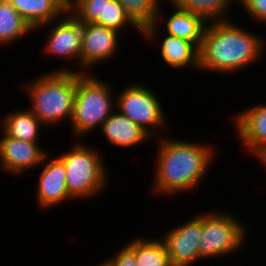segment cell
<instances>
[{
    "label": "cell",
    "instance_id": "obj_10",
    "mask_svg": "<svg viewBox=\"0 0 266 266\" xmlns=\"http://www.w3.org/2000/svg\"><path fill=\"white\" fill-rule=\"evenodd\" d=\"M120 32L97 24L82 23V46L80 69L77 72L90 73L91 67L108 62L117 55L120 47ZM94 66V67H93ZM89 70V71H87Z\"/></svg>",
    "mask_w": 266,
    "mask_h": 266
},
{
    "label": "cell",
    "instance_id": "obj_3",
    "mask_svg": "<svg viewBox=\"0 0 266 266\" xmlns=\"http://www.w3.org/2000/svg\"><path fill=\"white\" fill-rule=\"evenodd\" d=\"M29 109L44 125H58L70 120L76 95V70L68 65L25 82Z\"/></svg>",
    "mask_w": 266,
    "mask_h": 266
},
{
    "label": "cell",
    "instance_id": "obj_19",
    "mask_svg": "<svg viewBox=\"0 0 266 266\" xmlns=\"http://www.w3.org/2000/svg\"><path fill=\"white\" fill-rule=\"evenodd\" d=\"M34 32L8 0H0V47L11 46V43Z\"/></svg>",
    "mask_w": 266,
    "mask_h": 266
},
{
    "label": "cell",
    "instance_id": "obj_7",
    "mask_svg": "<svg viewBox=\"0 0 266 266\" xmlns=\"http://www.w3.org/2000/svg\"><path fill=\"white\" fill-rule=\"evenodd\" d=\"M156 94L147 85L139 83L128 84L118 95L116 93V110L132 119L153 139L157 138L154 132L156 128L157 132H160L159 129L167 132L169 126L163 105Z\"/></svg>",
    "mask_w": 266,
    "mask_h": 266
},
{
    "label": "cell",
    "instance_id": "obj_28",
    "mask_svg": "<svg viewBox=\"0 0 266 266\" xmlns=\"http://www.w3.org/2000/svg\"><path fill=\"white\" fill-rule=\"evenodd\" d=\"M96 266H105L104 262L102 261L100 264L98 263Z\"/></svg>",
    "mask_w": 266,
    "mask_h": 266
},
{
    "label": "cell",
    "instance_id": "obj_21",
    "mask_svg": "<svg viewBox=\"0 0 266 266\" xmlns=\"http://www.w3.org/2000/svg\"><path fill=\"white\" fill-rule=\"evenodd\" d=\"M135 259L137 266H172L161 238L135 237Z\"/></svg>",
    "mask_w": 266,
    "mask_h": 266
},
{
    "label": "cell",
    "instance_id": "obj_5",
    "mask_svg": "<svg viewBox=\"0 0 266 266\" xmlns=\"http://www.w3.org/2000/svg\"><path fill=\"white\" fill-rule=\"evenodd\" d=\"M75 142L68 152L58 155L65 165L67 191L74 200L94 199L107 188L108 167L98 147Z\"/></svg>",
    "mask_w": 266,
    "mask_h": 266
},
{
    "label": "cell",
    "instance_id": "obj_2",
    "mask_svg": "<svg viewBox=\"0 0 266 266\" xmlns=\"http://www.w3.org/2000/svg\"><path fill=\"white\" fill-rule=\"evenodd\" d=\"M258 34L232 20L207 23L199 49V72L239 73L262 60L266 40Z\"/></svg>",
    "mask_w": 266,
    "mask_h": 266
},
{
    "label": "cell",
    "instance_id": "obj_18",
    "mask_svg": "<svg viewBox=\"0 0 266 266\" xmlns=\"http://www.w3.org/2000/svg\"><path fill=\"white\" fill-rule=\"evenodd\" d=\"M0 121L6 136L27 142H39L43 123L29 108L9 111Z\"/></svg>",
    "mask_w": 266,
    "mask_h": 266
},
{
    "label": "cell",
    "instance_id": "obj_6",
    "mask_svg": "<svg viewBox=\"0 0 266 266\" xmlns=\"http://www.w3.org/2000/svg\"><path fill=\"white\" fill-rule=\"evenodd\" d=\"M214 211V212H213ZM202 213V232L199 245L201 260L225 257L244 249L249 235L246 225L230 212ZM245 225V226H244ZM205 258V259H204Z\"/></svg>",
    "mask_w": 266,
    "mask_h": 266
},
{
    "label": "cell",
    "instance_id": "obj_22",
    "mask_svg": "<svg viewBox=\"0 0 266 266\" xmlns=\"http://www.w3.org/2000/svg\"><path fill=\"white\" fill-rule=\"evenodd\" d=\"M131 21L143 32L154 25L162 0H117ZM160 4V5H159Z\"/></svg>",
    "mask_w": 266,
    "mask_h": 266
},
{
    "label": "cell",
    "instance_id": "obj_9",
    "mask_svg": "<svg viewBox=\"0 0 266 266\" xmlns=\"http://www.w3.org/2000/svg\"><path fill=\"white\" fill-rule=\"evenodd\" d=\"M184 224L166 228L163 237L160 238L165 244L172 266H194L199 261V245L202 232V213Z\"/></svg>",
    "mask_w": 266,
    "mask_h": 266
},
{
    "label": "cell",
    "instance_id": "obj_26",
    "mask_svg": "<svg viewBox=\"0 0 266 266\" xmlns=\"http://www.w3.org/2000/svg\"><path fill=\"white\" fill-rule=\"evenodd\" d=\"M245 9L249 18L262 25L266 23V0H238Z\"/></svg>",
    "mask_w": 266,
    "mask_h": 266
},
{
    "label": "cell",
    "instance_id": "obj_24",
    "mask_svg": "<svg viewBox=\"0 0 266 266\" xmlns=\"http://www.w3.org/2000/svg\"><path fill=\"white\" fill-rule=\"evenodd\" d=\"M128 26H131V29H136L142 35V31L131 21L117 0H106L105 27L123 33L122 29L126 31L124 28L126 29Z\"/></svg>",
    "mask_w": 266,
    "mask_h": 266
},
{
    "label": "cell",
    "instance_id": "obj_14",
    "mask_svg": "<svg viewBox=\"0 0 266 266\" xmlns=\"http://www.w3.org/2000/svg\"><path fill=\"white\" fill-rule=\"evenodd\" d=\"M231 124L235 127L242 149L255 156L266 147V104L257 103L250 108L237 112ZM251 152V153H250Z\"/></svg>",
    "mask_w": 266,
    "mask_h": 266
},
{
    "label": "cell",
    "instance_id": "obj_11",
    "mask_svg": "<svg viewBox=\"0 0 266 266\" xmlns=\"http://www.w3.org/2000/svg\"><path fill=\"white\" fill-rule=\"evenodd\" d=\"M0 138V169L7 174L21 176L41 166L49 151L39 142L21 141L6 136Z\"/></svg>",
    "mask_w": 266,
    "mask_h": 266
},
{
    "label": "cell",
    "instance_id": "obj_25",
    "mask_svg": "<svg viewBox=\"0 0 266 266\" xmlns=\"http://www.w3.org/2000/svg\"><path fill=\"white\" fill-rule=\"evenodd\" d=\"M105 266H137L135 238H132L115 255L103 261Z\"/></svg>",
    "mask_w": 266,
    "mask_h": 266
},
{
    "label": "cell",
    "instance_id": "obj_13",
    "mask_svg": "<svg viewBox=\"0 0 266 266\" xmlns=\"http://www.w3.org/2000/svg\"><path fill=\"white\" fill-rule=\"evenodd\" d=\"M42 163L45 166L39 173L37 187H35L38 207L50 210L61 205L63 201L74 200L67 191L66 169L63 161L56 156L55 158L52 156L51 159L47 154Z\"/></svg>",
    "mask_w": 266,
    "mask_h": 266
},
{
    "label": "cell",
    "instance_id": "obj_8",
    "mask_svg": "<svg viewBox=\"0 0 266 266\" xmlns=\"http://www.w3.org/2000/svg\"><path fill=\"white\" fill-rule=\"evenodd\" d=\"M44 28H48V34L42 52H45V55L47 54V56L51 55L56 58L58 57V59L68 60L67 63L69 61L71 62V60L75 61L77 59V63L75 62V64H78L80 69L82 23L67 11L65 16L63 15L59 19L44 24L36 28L34 31L43 30Z\"/></svg>",
    "mask_w": 266,
    "mask_h": 266
},
{
    "label": "cell",
    "instance_id": "obj_15",
    "mask_svg": "<svg viewBox=\"0 0 266 266\" xmlns=\"http://www.w3.org/2000/svg\"><path fill=\"white\" fill-rule=\"evenodd\" d=\"M109 145L123 149L142 145L153 139L132 119L115 110L100 127Z\"/></svg>",
    "mask_w": 266,
    "mask_h": 266
},
{
    "label": "cell",
    "instance_id": "obj_17",
    "mask_svg": "<svg viewBox=\"0 0 266 266\" xmlns=\"http://www.w3.org/2000/svg\"><path fill=\"white\" fill-rule=\"evenodd\" d=\"M160 42V56L170 68L188 67L199 70V48L189 40L164 34Z\"/></svg>",
    "mask_w": 266,
    "mask_h": 266
},
{
    "label": "cell",
    "instance_id": "obj_16",
    "mask_svg": "<svg viewBox=\"0 0 266 266\" xmlns=\"http://www.w3.org/2000/svg\"><path fill=\"white\" fill-rule=\"evenodd\" d=\"M33 30L59 19L68 11V0H8Z\"/></svg>",
    "mask_w": 266,
    "mask_h": 266
},
{
    "label": "cell",
    "instance_id": "obj_1",
    "mask_svg": "<svg viewBox=\"0 0 266 266\" xmlns=\"http://www.w3.org/2000/svg\"><path fill=\"white\" fill-rule=\"evenodd\" d=\"M161 137L156 140L158 146L153 191L157 195L170 196L192 192L200 186L211 164H214L212 162L217 156L214 145Z\"/></svg>",
    "mask_w": 266,
    "mask_h": 266
},
{
    "label": "cell",
    "instance_id": "obj_4",
    "mask_svg": "<svg viewBox=\"0 0 266 266\" xmlns=\"http://www.w3.org/2000/svg\"><path fill=\"white\" fill-rule=\"evenodd\" d=\"M99 79L93 72L76 71V95L70 126L72 136L80 138V141L82 136H87L97 127L100 129L116 110V96L111 83Z\"/></svg>",
    "mask_w": 266,
    "mask_h": 266
},
{
    "label": "cell",
    "instance_id": "obj_23",
    "mask_svg": "<svg viewBox=\"0 0 266 266\" xmlns=\"http://www.w3.org/2000/svg\"><path fill=\"white\" fill-rule=\"evenodd\" d=\"M106 0H68V11L81 23L105 27Z\"/></svg>",
    "mask_w": 266,
    "mask_h": 266
},
{
    "label": "cell",
    "instance_id": "obj_27",
    "mask_svg": "<svg viewBox=\"0 0 266 266\" xmlns=\"http://www.w3.org/2000/svg\"><path fill=\"white\" fill-rule=\"evenodd\" d=\"M254 157L257 158L263 166H265L264 168H266V147L259 151Z\"/></svg>",
    "mask_w": 266,
    "mask_h": 266
},
{
    "label": "cell",
    "instance_id": "obj_20",
    "mask_svg": "<svg viewBox=\"0 0 266 266\" xmlns=\"http://www.w3.org/2000/svg\"><path fill=\"white\" fill-rule=\"evenodd\" d=\"M172 6L181 8L189 13L199 15L205 22H225L231 21L229 17L230 7L234 0H166ZM238 1V0H236ZM231 5V6H230Z\"/></svg>",
    "mask_w": 266,
    "mask_h": 266
},
{
    "label": "cell",
    "instance_id": "obj_12",
    "mask_svg": "<svg viewBox=\"0 0 266 266\" xmlns=\"http://www.w3.org/2000/svg\"><path fill=\"white\" fill-rule=\"evenodd\" d=\"M172 9L174 11L172 14L168 15V17L166 14H162L159 11L155 24L147 27L142 32V39L146 38L150 42L155 39L156 42L158 40L156 38H158L157 36H159L158 34L160 33L158 30L161 31V29H159L161 27L160 24L165 22L164 30L166 31L164 33L189 40L200 49L207 22H205L199 15L189 13L176 6ZM162 17L164 18V21H161Z\"/></svg>",
    "mask_w": 266,
    "mask_h": 266
}]
</instances>
